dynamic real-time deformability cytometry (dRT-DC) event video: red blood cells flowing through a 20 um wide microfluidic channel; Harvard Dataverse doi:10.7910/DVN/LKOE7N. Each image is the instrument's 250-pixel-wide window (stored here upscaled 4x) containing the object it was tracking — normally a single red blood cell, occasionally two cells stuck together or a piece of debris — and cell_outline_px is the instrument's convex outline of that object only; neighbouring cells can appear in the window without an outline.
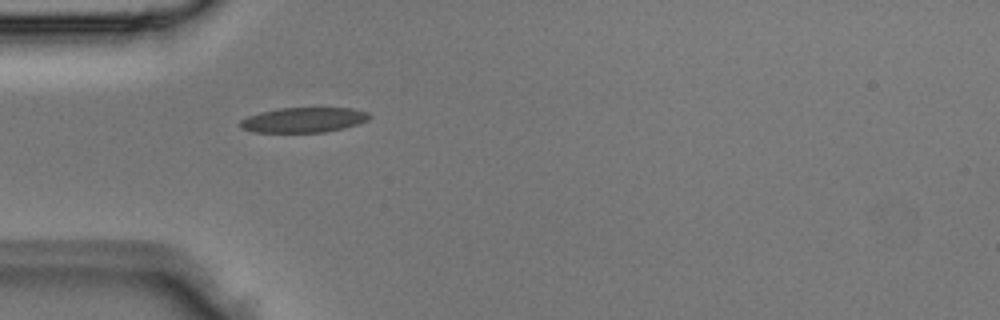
{"species": "Egyptian fruit bat (a non-hibernating species)", "species_latin": "Rousettus aegyptiacus", "temperature_condition": "room temperature", "stored_images_in_passage": 4, "camera_frame_rate_fps": 3000, "um_per_image_px": 0.085, "animal": {"sex": "male"}, "frame": {"image": 1, "passage_image": 4, "time_ms": 1.0, "image_size_px": [1000, 320], "cell_outline_px": [[372, 116], [368, 120], [344, 128], [324, 132], [252, 132], [240, 128], [240, 120], [248, 116], [260, 112], [280, 108], [352, 108], [368, 112]], "centroid_in_image_um": [25.8, 10.19], "position_along_channel_um": 59.2, "area_um2": 18.84}}